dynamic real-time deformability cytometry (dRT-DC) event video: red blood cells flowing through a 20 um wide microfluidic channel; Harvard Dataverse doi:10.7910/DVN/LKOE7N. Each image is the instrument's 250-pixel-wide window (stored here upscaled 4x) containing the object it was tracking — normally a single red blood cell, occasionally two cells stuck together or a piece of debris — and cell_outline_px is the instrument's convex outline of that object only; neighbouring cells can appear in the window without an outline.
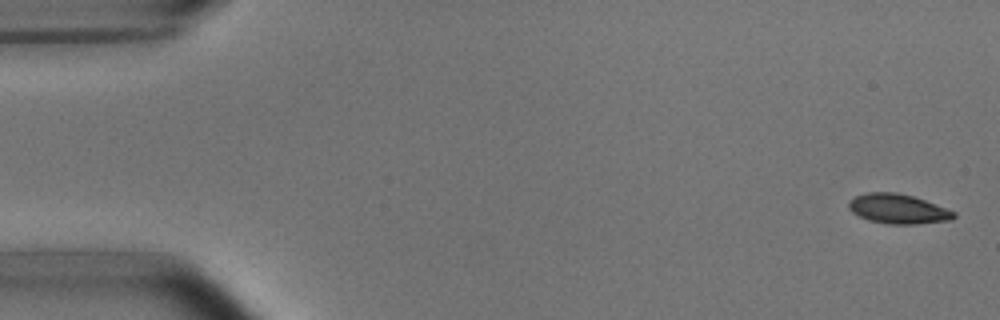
{"species": "common noctule bat (a hibernating species)", "species_latin": "Nyctalus noctula", "temperature_condition": "room temperature", "stored_images_in_passage": 5, "segment_of_instrument_passage": [1, 2], "camera_frame_rate_fps": 3000, "um_per_image_px": 0.085, "animal": {"sex": "male", "body_mass_g": 15.6}, "frame": {"image": 1, "passage_image": 1, "time_ms": 0.0, "image_size_px": [1000, 320], "cell_outline_px": [[956, 216], [952, 220], [916, 224], [888, 224], [868, 220], [852, 212], [848, 208], [848, 200], [864, 192], [896, 192], [912, 196], [924, 200], [956, 212]], "centroid_in_image_um": [76.31, 17.75], "position_along_channel_um": 8.7, "area_um2": 18.21}}